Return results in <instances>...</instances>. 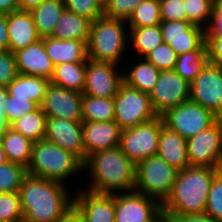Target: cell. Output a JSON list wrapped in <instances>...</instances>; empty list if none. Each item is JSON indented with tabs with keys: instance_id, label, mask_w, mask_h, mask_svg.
<instances>
[{
	"instance_id": "obj_4",
	"label": "cell",
	"mask_w": 222,
	"mask_h": 222,
	"mask_svg": "<svg viewBox=\"0 0 222 222\" xmlns=\"http://www.w3.org/2000/svg\"><path fill=\"white\" fill-rule=\"evenodd\" d=\"M128 38L129 28L125 20L102 15L91 24L86 44L87 57L93 61L125 65L123 60L129 57L126 53L129 51Z\"/></svg>"
},
{
	"instance_id": "obj_33",
	"label": "cell",
	"mask_w": 222,
	"mask_h": 222,
	"mask_svg": "<svg viewBox=\"0 0 222 222\" xmlns=\"http://www.w3.org/2000/svg\"><path fill=\"white\" fill-rule=\"evenodd\" d=\"M208 62L207 50H192L178 55L173 70L191 84Z\"/></svg>"
},
{
	"instance_id": "obj_51",
	"label": "cell",
	"mask_w": 222,
	"mask_h": 222,
	"mask_svg": "<svg viewBox=\"0 0 222 222\" xmlns=\"http://www.w3.org/2000/svg\"><path fill=\"white\" fill-rule=\"evenodd\" d=\"M8 90L6 87H0V116H5V104L8 98Z\"/></svg>"
},
{
	"instance_id": "obj_3",
	"label": "cell",
	"mask_w": 222,
	"mask_h": 222,
	"mask_svg": "<svg viewBox=\"0 0 222 222\" xmlns=\"http://www.w3.org/2000/svg\"><path fill=\"white\" fill-rule=\"evenodd\" d=\"M222 169L189 166L178 171L172 191L162 203L165 215L205 214L214 177Z\"/></svg>"
},
{
	"instance_id": "obj_22",
	"label": "cell",
	"mask_w": 222,
	"mask_h": 222,
	"mask_svg": "<svg viewBox=\"0 0 222 222\" xmlns=\"http://www.w3.org/2000/svg\"><path fill=\"white\" fill-rule=\"evenodd\" d=\"M186 142L187 140L184 137L170 130L163 123L160 129L156 155L166 161L171 167L181 171L190 166Z\"/></svg>"
},
{
	"instance_id": "obj_47",
	"label": "cell",
	"mask_w": 222,
	"mask_h": 222,
	"mask_svg": "<svg viewBox=\"0 0 222 222\" xmlns=\"http://www.w3.org/2000/svg\"><path fill=\"white\" fill-rule=\"evenodd\" d=\"M0 50H9L7 14H0Z\"/></svg>"
},
{
	"instance_id": "obj_30",
	"label": "cell",
	"mask_w": 222,
	"mask_h": 222,
	"mask_svg": "<svg viewBox=\"0 0 222 222\" xmlns=\"http://www.w3.org/2000/svg\"><path fill=\"white\" fill-rule=\"evenodd\" d=\"M163 43L162 33L159 25L139 28H129V53L132 56L144 58L153 49ZM135 53V54H134Z\"/></svg>"
},
{
	"instance_id": "obj_38",
	"label": "cell",
	"mask_w": 222,
	"mask_h": 222,
	"mask_svg": "<svg viewBox=\"0 0 222 222\" xmlns=\"http://www.w3.org/2000/svg\"><path fill=\"white\" fill-rule=\"evenodd\" d=\"M205 214L215 222H222V170L214 177L211 184Z\"/></svg>"
},
{
	"instance_id": "obj_29",
	"label": "cell",
	"mask_w": 222,
	"mask_h": 222,
	"mask_svg": "<svg viewBox=\"0 0 222 222\" xmlns=\"http://www.w3.org/2000/svg\"><path fill=\"white\" fill-rule=\"evenodd\" d=\"M64 10V2L45 0L30 11L40 38L51 36Z\"/></svg>"
},
{
	"instance_id": "obj_41",
	"label": "cell",
	"mask_w": 222,
	"mask_h": 222,
	"mask_svg": "<svg viewBox=\"0 0 222 222\" xmlns=\"http://www.w3.org/2000/svg\"><path fill=\"white\" fill-rule=\"evenodd\" d=\"M141 2L142 0H107L103 6V15L127 21Z\"/></svg>"
},
{
	"instance_id": "obj_7",
	"label": "cell",
	"mask_w": 222,
	"mask_h": 222,
	"mask_svg": "<svg viewBox=\"0 0 222 222\" xmlns=\"http://www.w3.org/2000/svg\"><path fill=\"white\" fill-rule=\"evenodd\" d=\"M156 117L149 94L123 82L114 97V121L120 129L133 128Z\"/></svg>"
},
{
	"instance_id": "obj_28",
	"label": "cell",
	"mask_w": 222,
	"mask_h": 222,
	"mask_svg": "<svg viewBox=\"0 0 222 222\" xmlns=\"http://www.w3.org/2000/svg\"><path fill=\"white\" fill-rule=\"evenodd\" d=\"M1 144L8 162L29 167L33 146L31 141L9 127L2 134Z\"/></svg>"
},
{
	"instance_id": "obj_25",
	"label": "cell",
	"mask_w": 222,
	"mask_h": 222,
	"mask_svg": "<svg viewBox=\"0 0 222 222\" xmlns=\"http://www.w3.org/2000/svg\"><path fill=\"white\" fill-rule=\"evenodd\" d=\"M50 83V79L45 77L18 73L6 88L10 96L29 99L40 107Z\"/></svg>"
},
{
	"instance_id": "obj_16",
	"label": "cell",
	"mask_w": 222,
	"mask_h": 222,
	"mask_svg": "<svg viewBox=\"0 0 222 222\" xmlns=\"http://www.w3.org/2000/svg\"><path fill=\"white\" fill-rule=\"evenodd\" d=\"M73 213L81 222H115L114 194L74 188Z\"/></svg>"
},
{
	"instance_id": "obj_54",
	"label": "cell",
	"mask_w": 222,
	"mask_h": 222,
	"mask_svg": "<svg viewBox=\"0 0 222 222\" xmlns=\"http://www.w3.org/2000/svg\"><path fill=\"white\" fill-rule=\"evenodd\" d=\"M8 162L6 154L2 148V144L0 142V165L6 164Z\"/></svg>"
},
{
	"instance_id": "obj_2",
	"label": "cell",
	"mask_w": 222,
	"mask_h": 222,
	"mask_svg": "<svg viewBox=\"0 0 222 222\" xmlns=\"http://www.w3.org/2000/svg\"><path fill=\"white\" fill-rule=\"evenodd\" d=\"M89 183L78 186L99 194L132 192L136 185V165L119 146L94 152L83 163ZM86 187V188H85Z\"/></svg>"
},
{
	"instance_id": "obj_20",
	"label": "cell",
	"mask_w": 222,
	"mask_h": 222,
	"mask_svg": "<svg viewBox=\"0 0 222 222\" xmlns=\"http://www.w3.org/2000/svg\"><path fill=\"white\" fill-rule=\"evenodd\" d=\"M14 56L18 73L48 79L52 77L54 66L47 55L42 39L14 52Z\"/></svg>"
},
{
	"instance_id": "obj_39",
	"label": "cell",
	"mask_w": 222,
	"mask_h": 222,
	"mask_svg": "<svg viewBox=\"0 0 222 222\" xmlns=\"http://www.w3.org/2000/svg\"><path fill=\"white\" fill-rule=\"evenodd\" d=\"M64 5L65 9L86 17L91 22L103 15V5L97 0H65Z\"/></svg>"
},
{
	"instance_id": "obj_27",
	"label": "cell",
	"mask_w": 222,
	"mask_h": 222,
	"mask_svg": "<svg viewBox=\"0 0 222 222\" xmlns=\"http://www.w3.org/2000/svg\"><path fill=\"white\" fill-rule=\"evenodd\" d=\"M87 59L83 62L61 63L53 68L50 82L68 90L83 93Z\"/></svg>"
},
{
	"instance_id": "obj_13",
	"label": "cell",
	"mask_w": 222,
	"mask_h": 222,
	"mask_svg": "<svg viewBox=\"0 0 222 222\" xmlns=\"http://www.w3.org/2000/svg\"><path fill=\"white\" fill-rule=\"evenodd\" d=\"M115 222H152L161 212L162 203L136 191L114 193Z\"/></svg>"
},
{
	"instance_id": "obj_1",
	"label": "cell",
	"mask_w": 222,
	"mask_h": 222,
	"mask_svg": "<svg viewBox=\"0 0 222 222\" xmlns=\"http://www.w3.org/2000/svg\"><path fill=\"white\" fill-rule=\"evenodd\" d=\"M68 188L61 182L27 174L18 192L23 222H62L68 218L74 200V192Z\"/></svg>"
},
{
	"instance_id": "obj_37",
	"label": "cell",
	"mask_w": 222,
	"mask_h": 222,
	"mask_svg": "<svg viewBox=\"0 0 222 222\" xmlns=\"http://www.w3.org/2000/svg\"><path fill=\"white\" fill-rule=\"evenodd\" d=\"M0 220L6 222H23V213L18 192L0 193Z\"/></svg>"
},
{
	"instance_id": "obj_15",
	"label": "cell",
	"mask_w": 222,
	"mask_h": 222,
	"mask_svg": "<svg viewBox=\"0 0 222 222\" xmlns=\"http://www.w3.org/2000/svg\"><path fill=\"white\" fill-rule=\"evenodd\" d=\"M163 43L177 55L192 50H207L205 29L187 20L161 21L159 24Z\"/></svg>"
},
{
	"instance_id": "obj_40",
	"label": "cell",
	"mask_w": 222,
	"mask_h": 222,
	"mask_svg": "<svg viewBox=\"0 0 222 222\" xmlns=\"http://www.w3.org/2000/svg\"><path fill=\"white\" fill-rule=\"evenodd\" d=\"M144 58L163 71L174 69L178 55L168 44L162 43Z\"/></svg>"
},
{
	"instance_id": "obj_35",
	"label": "cell",
	"mask_w": 222,
	"mask_h": 222,
	"mask_svg": "<svg viewBox=\"0 0 222 222\" xmlns=\"http://www.w3.org/2000/svg\"><path fill=\"white\" fill-rule=\"evenodd\" d=\"M27 168L22 165L7 162L0 165V193L19 192Z\"/></svg>"
},
{
	"instance_id": "obj_8",
	"label": "cell",
	"mask_w": 222,
	"mask_h": 222,
	"mask_svg": "<svg viewBox=\"0 0 222 222\" xmlns=\"http://www.w3.org/2000/svg\"><path fill=\"white\" fill-rule=\"evenodd\" d=\"M162 124L163 119L158 116L133 128L121 130L119 147L135 165L156 155Z\"/></svg>"
},
{
	"instance_id": "obj_14",
	"label": "cell",
	"mask_w": 222,
	"mask_h": 222,
	"mask_svg": "<svg viewBox=\"0 0 222 222\" xmlns=\"http://www.w3.org/2000/svg\"><path fill=\"white\" fill-rule=\"evenodd\" d=\"M121 66L87 58L85 87L82 94L95 97H115L123 81Z\"/></svg>"
},
{
	"instance_id": "obj_42",
	"label": "cell",
	"mask_w": 222,
	"mask_h": 222,
	"mask_svg": "<svg viewBox=\"0 0 222 222\" xmlns=\"http://www.w3.org/2000/svg\"><path fill=\"white\" fill-rule=\"evenodd\" d=\"M38 106L29 99L15 98L8 95L5 104V116L9 126L23 115L33 112Z\"/></svg>"
},
{
	"instance_id": "obj_26",
	"label": "cell",
	"mask_w": 222,
	"mask_h": 222,
	"mask_svg": "<svg viewBox=\"0 0 222 222\" xmlns=\"http://www.w3.org/2000/svg\"><path fill=\"white\" fill-rule=\"evenodd\" d=\"M91 24L86 17L65 9L51 37L60 40L88 41Z\"/></svg>"
},
{
	"instance_id": "obj_50",
	"label": "cell",
	"mask_w": 222,
	"mask_h": 222,
	"mask_svg": "<svg viewBox=\"0 0 222 222\" xmlns=\"http://www.w3.org/2000/svg\"><path fill=\"white\" fill-rule=\"evenodd\" d=\"M45 0H18L20 10L31 11Z\"/></svg>"
},
{
	"instance_id": "obj_24",
	"label": "cell",
	"mask_w": 222,
	"mask_h": 222,
	"mask_svg": "<svg viewBox=\"0 0 222 222\" xmlns=\"http://www.w3.org/2000/svg\"><path fill=\"white\" fill-rule=\"evenodd\" d=\"M41 39L53 66L65 62H83L88 58L87 41L60 40L51 36Z\"/></svg>"
},
{
	"instance_id": "obj_23",
	"label": "cell",
	"mask_w": 222,
	"mask_h": 222,
	"mask_svg": "<svg viewBox=\"0 0 222 222\" xmlns=\"http://www.w3.org/2000/svg\"><path fill=\"white\" fill-rule=\"evenodd\" d=\"M128 58H133V62L130 61L131 63L128 62L129 64L126 62V64L130 67L126 66V64L125 66H122L124 83L132 88H136L150 94L157 83L160 70L154 64L148 62L145 58L138 59L131 55Z\"/></svg>"
},
{
	"instance_id": "obj_34",
	"label": "cell",
	"mask_w": 222,
	"mask_h": 222,
	"mask_svg": "<svg viewBox=\"0 0 222 222\" xmlns=\"http://www.w3.org/2000/svg\"><path fill=\"white\" fill-rule=\"evenodd\" d=\"M128 28L156 26L161 23L159 0H142L126 21Z\"/></svg>"
},
{
	"instance_id": "obj_48",
	"label": "cell",
	"mask_w": 222,
	"mask_h": 222,
	"mask_svg": "<svg viewBox=\"0 0 222 222\" xmlns=\"http://www.w3.org/2000/svg\"><path fill=\"white\" fill-rule=\"evenodd\" d=\"M172 217L176 222H215L207 214H190V215H167Z\"/></svg>"
},
{
	"instance_id": "obj_52",
	"label": "cell",
	"mask_w": 222,
	"mask_h": 222,
	"mask_svg": "<svg viewBox=\"0 0 222 222\" xmlns=\"http://www.w3.org/2000/svg\"><path fill=\"white\" fill-rule=\"evenodd\" d=\"M9 127L10 126L8 124L6 116H0V142H1L3 132Z\"/></svg>"
},
{
	"instance_id": "obj_36",
	"label": "cell",
	"mask_w": 222,
	"mask_h": 222,
	"mask_svg": "<svg viewBox=\"0 0 222 222\" xmlns=\"http://www.w3.org/2000/svg\"><path fill=\"white\" fill-rule=\"evenodd\" d=\"M184 8L187 15V21L194 25L203 27L204 29L209 25L214 0H183Z\"/></svg>"
},
{
	"instance_id": "obj_43",
	"label": "cell",
	"mask_w": 222,
	"mask_h": 222,
	"mask_svg": "<svg viewBox=\"0 0 222 222\" xmlns=\"http://www.w3.org/2000/svg\"><path fill=\"white\" fill-rule=\"evenodd\" d=\"M18 75L14 53L0 50V87H7Z\"/></svg>"
},
{
	"instance_id": "obj_57",
	"label": "cell",
	"mask_w": 222,
	"mask_h": 222,
	"mask_svg": "<svg viewBox=\"0 0 222 222\" xmlns=\"http://www.w3.org/2000/svg\"><path fill=\"white\" fill-rule=\"evenodd\" d=\"M152 222H159V215Z\"/></svg>"
},
{
	"instance_id": "obj_17",
	"label": "cell",
	"mask_w": 222,
	"mask_h": 222,
	"mask_svg": "<svg viewBox=\"0 0 222 222\" xmlns=\"http://www.w3.org/2000/svg\"><path fill=\"white\" fill-rule=\"evenodd\" d=\"M83 94L50 83L41 109L46 117L82 121Z\"/></svg>"
},
{
	"instance_id": "obj_11",
	"label": "cell",
	"mask_w": 222,
	"mask_h": 222,
	"mask_svg": "<svg viewBox=\"0 0 222 222\" xmlns=\"http://www.w3.org/2000/svg\"><path fill=\"white\" fill-rule=\"evenodd\" d=\"M189 99L222 119V67L208 62L190 84Z\"/></svg>"
},
{
	"instance_id": "obj_10",
	"label": "cell",
	"mask_w": 222,
	"mask_h": 222,
	"mask_svg": "<svg viewBox=\"0 0 222 222\" xmlns=\"http://www.w3.org/2000/svg\"><path fill=\"white\" fill-rule=\"evenodd\" d=\"M190 166L222 169V119L187 139Z\"/></svg>"
},
{
	"instance_id": "obj_6",
	"label": "cell",
	"mask_w": 222,
	"mask_h": 222,
	"mask_svg": "<svg viewBox=\"0 0 222 222\" xmlns=\"http://www.w3.org/2000/svg\"><path fill=\"white\" fill-rule=\"evenodd\" d=\"M178 170L159 156H151L136 165L134 191L153 197L163 203L170 195Z\"/></svg>"
},
{
	"instance_id": "obj_5",
	"label": "cell",
	"mask_w": 222,
	"mask_h": 222,
	"mask_svg": "<svg viewBox=\"0 0 222 222\" xmlns=\"http://www.w3.org/2000/svg\"><path fill=\"white\" fill-rule=\"evenodd\" d=\"M81 173H84L83 162L73 153L46 140L33 144L27 174L69 186L68 183L71 182H67L68 179H75V175Z\"/></svg>"
},
{
	"instance_id": "obj_53",
	"label": "cell",
	"mask_w": 222,
	"mask_h": 222,
	"mask_svg": "<svg viewBox=\"0 0 222 222\" xmlns=\"http://www.w3.org/2000/svg\"><path fill=\"white\" fill-rule=\"evenodd\" d=\"M159 222H176L172 217H169L163 213L159 214Z\"/></svg>"
},
{
	"instance_id": "obj_45",
	"label": "cell",
	"mask_w": 222,
	"mask_h": 222,
	"mask_svg": "<svg viewBox=\"0 0 222 222\" xmlns=\"http://www.w3.org/2000/svg\"><path fill=\"white\" fill-rule=\"evenodd\" d=\"M222 36V0H214L212 16L205 28V37Z\"/></svg>"
},
{
	"instance_id": "obj_46",
	"label": "cell",
	"mask_w": 222,
	"mask_h": 222,
	"mask_svg": "<svg viewBox=\"0 0 222 222\" xmlns=\"http://www.w3.org/2000/svg\"><path fill=\"white\" fill-rule=\"evenodd\" d=\"M205 43L209 62L222 67V36L205 37Z\"/></svg>"
},
{
	"instance_id": "obj_56",
	"label": "cell",
	"mask_w": 222,
	"mask_h": 222,
	"mask_svg": "<svg viewBox=\"0 0 222 222\" xmlns=\"http://www.w3.org/2000/svg\"><path fill=\"white\" fill-rule=\"evenodd\" d=\"M99 1L103 6L106 4L107 0H97Z\"/></svg>"
},
{
	"instance_id": "obj_21",
	"label": "cell",
	"mask_w": 222,
	"mask_h": 222,
	"mask_svg": "<svg viewBox=\"0 0 222 222\" xmlns=\"http://www.w3.org/2000/svg\"><path fill=\"white\" fill-rule=\"evenodd\" d=\"M9 50L14 53L36 43L41 38L37 34L30 11L17 10L7 14Z\"/></svg>"
},
{
	"instance_id": "obj_9",
	"label": "cell",
	"mask_w": 222,
	"mask_h": 222,
	"mask_svg": "<svg viewBox=\"0 0 222 222\" xmlns=\"http://www.w3.org/2000/svg\"><path fill=\"white\" fill-rule=\"evenodd\" d=\"M161 117L166 127L186 140L209 128L219 119L190 99L168 110Z\"/></svg>"
},
{
	"instance_id": "obj_31",
	"label": "cell",
	"mask_w": 222,
	"mask_h": 222,
	"mask_svg": "<svg viewBox=\"0 0 222 222\" xmlns=\"http://www.w3.org/2000/svg\"><path fill=\"white\" fill-rule=\"evenodd\" d=\"M114 121V97H95L83 94L82 122Z\"/></svg>"
},
{
	"instance_id": "obj_44",
	"label": "cell",
	"mask_w": 222,
	"mask_h": 222,
	"mask_svg": "<svg viewBox=\"0 0 222 222\" xmlns=\"http://www.w3.org/2000/svg\"><path fill=\"white\" fill-rule=\"evenodd\" d=\"M161 21L187 20L183 0H159Z\"/></svg>"
},
{
	"instance_id": "obj_19",
	"label": "cell",
	"mask_w": 222,
	"mask_h": 222,
	"mask_svg": "<svg viewBox=\"0 0 222 222\" xmlns=\"http://www.w3.org/2000/svg\"><path fill=\"white\" fill-rule=\"evenodd\" d=\"M85 161L94 152L119 146L121 129L115 121L83 122Z\"/></svg>"
},
{
	"instance_id": "obj_18",
	"label": "cell",
	"mask_w": 222,
	"mask_h": 222,
	"mask_svg": "<svg viewBox=\"0 0 222 222\" xmlns=\"http://www.w3.org/2000/svg\"><path fill=\"white\" fill-rule=\"evenodd\" d=\"M82 125V121L47 117L44 140L73 153L84 163L85 148Z\"/></svg>"
},
{
	"instance_id": "obj_49",
	"label": "cell",
	"mask_w": 222,
	"mask_h": 222,
	"mask_svg": "<svg viewBox=\"0 0 222 222\" xmlns=\"http://www.w3.org/2000/svg\"><path fill=\"white\" fill-rule=\"evenodd\" d=\"M20 10L18 0H0V14H9Z\"/></svg>"
},
{
	"instance_id": "obj_12",
	"label": "cell",
	"mask_w": 222,
	"mask_h": 222,
	"mask_svg": "<svg viewBox=\"0 0 222 222\" xmlns=\"http://www.w3.org/2000/svg\"><path fill=\"white\" fill-rule=\"evenodd\" d=\"M149 97L154 111L158 116H162L168 110L189 100L190 84L173 69L163 70L160 71Z\"/></svg>"
},
{
	"instance_id": "obj_32",
	"label": "cell",
	"mask_w": 222,
	"mask_h": 222,
	"mask_svg": "<svg viewBox=\"0 0 222 222\" xmlns=\"http://www.w3.org/2000/svg\"><path fill=\"white\" fill-rule=\"evenodd\" d=\"M46 118L41 107H38L33 112L27 113L14 121L10 125V128L21 133L27 140L34 144L39 140H44Z\"/></svg>"
},
{
	"instance_id": "obj_55",
	"label": "cell",
	"mask_w": 222,
	"mask_h": 222,
	"mask_svg": "<svg viewBox=\"0 0 222 222\" xmlns=\"http://www.w3.org/2000/svg\"><path fill=\"white\" fill-rule=\"evenodd\" d=\"M62 222H81L75 215L72 213L68 218Z\"/></svg>"
}]
</instances>
